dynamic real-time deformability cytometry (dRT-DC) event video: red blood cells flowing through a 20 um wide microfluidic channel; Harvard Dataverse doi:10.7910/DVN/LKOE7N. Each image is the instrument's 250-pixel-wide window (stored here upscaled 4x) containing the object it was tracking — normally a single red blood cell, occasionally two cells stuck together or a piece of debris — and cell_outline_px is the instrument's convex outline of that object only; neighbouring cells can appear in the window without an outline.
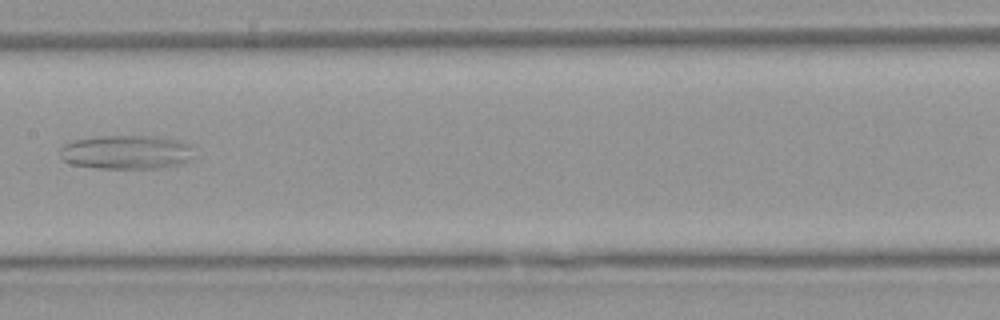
{"species": "Egyptian fruit bat (a non-hibernating species)", "species_latin": "Rousettus aegyptiacus", "temperature_condition": "warm", "stored_images_in_passage": 7, "camera_frame_rate_fps": 3000, "um_per_image_px": 0.085, "animal": {"sex": "female"}, "frame": {"image": 1, "passage_image": 7, "time_ms": 8.0, "image_size_px": [1000, 320], "cell_outline_px": [[192, 148], [188, 160], [176, 164], [156, 168], [96, 168], [72, 164], [64, 160], [60, 156], [60, 148], [64, 144], [76, 140], [100, 136], [148, 136], [176, 140], [188, 144]], "centroid_in_image_um": [10.66, 12.93], "position_along_channel_um": 196.7, "area_um2": 25.95}}